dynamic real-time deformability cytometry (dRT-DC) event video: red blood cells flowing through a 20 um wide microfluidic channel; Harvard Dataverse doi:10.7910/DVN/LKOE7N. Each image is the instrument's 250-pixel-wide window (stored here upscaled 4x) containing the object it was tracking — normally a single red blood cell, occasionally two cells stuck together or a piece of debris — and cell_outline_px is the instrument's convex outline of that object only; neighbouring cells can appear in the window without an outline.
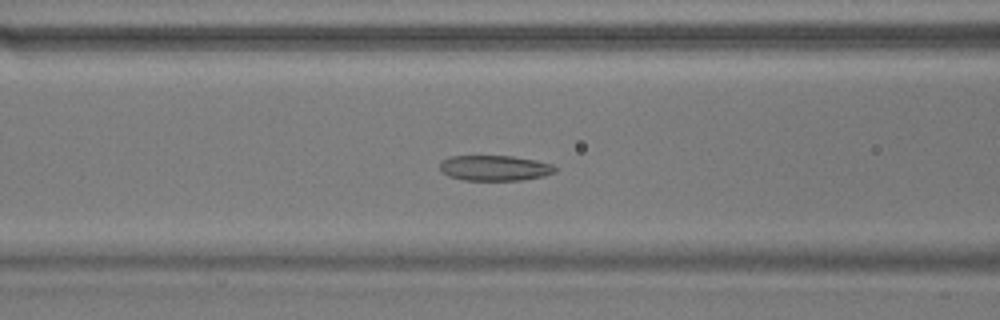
{"species": "common noctule bat (a hibernating species)", "species_latin": "Nyctalus noctula", "temperature_condition": "warm", "stored_images_in_passage": 55, "camera_frame_rate_fps": 3000, "um_per_image_px": 0.085, "animal": {"sex": "male", "body_mass_g": 17.9}, "frame": {"image": 1, "passage_image": 22, "time_ms": 7.0, "image_size_px": [1000, 320], "cell_outline_px": [[556, 172], [544, 176], [520, 180], [464, 180], [448, 176], [440, 172], [440, 160], [448, 156], [512, 156], [536, 160], [552, 164], [556, 168]], "centroid_in_image_um": [42.01, 14.28], "position_along_channel_um": 124.6, "area_um2": 17.22}}
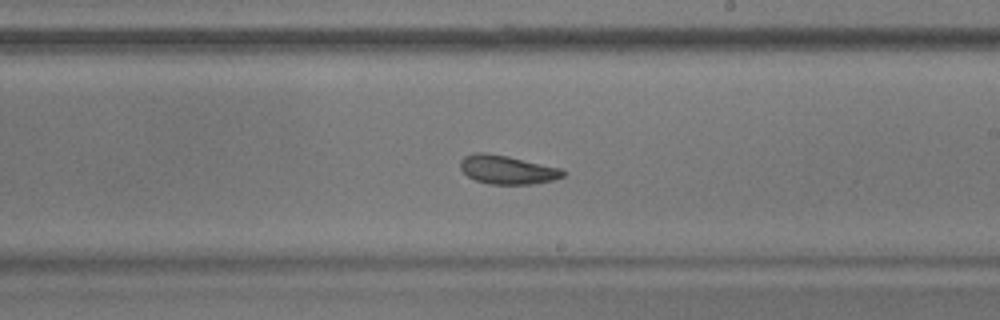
{"frame": {"image": 2, "passage_image": 32, "time_ms": 10.333, "image_size_px": [1000, 320], "cell_outline_px": [[568, 172], [564, 176], [552, 180], [532, 184], [488, 184], [476, 180], [468, 176], [460, 168], [460, 160], [464, 156], [476, 152], [488, 152], [508, 156], [560, 168]], "centroid_in_image_um": [43.11, 14.42], "position_along_channel_um": 245.9, "area_um2": 17.22}}
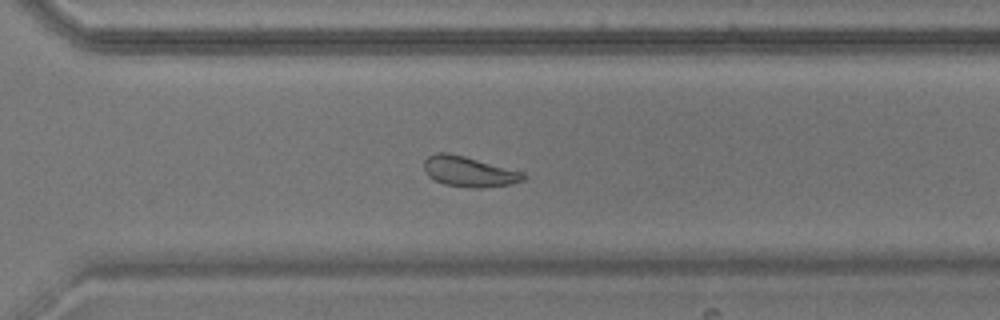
{"frame": {"image": 3, "passage_image": 39, "time_ms": 12.667, "image_size_px": [1000, 320], "cell_outline_px": [[528, 176], [524, 180], [512, 184], [484, 188], [472, 188], [444, 184], [428, 176], [424, 168], [424, 160], [428, 156], [436, 152], [448, 152], [464, 156], [524, 172]], "centroid_in_image_um": [39.89, 14.59], "position_along_channel_um": 330.7, "area_um2": 17.69}, "authors_computed_cell_mechanics": {"area_um2": 19.074, "velocity_mm_per_s": 3.6406, "shape_relaxation_time_tau1_ms": null, "shape_relaxation_time_tau2_ms": 4.1933, "deformation_change_tau1": null, "deformation_change_tau2": 0.1128}}